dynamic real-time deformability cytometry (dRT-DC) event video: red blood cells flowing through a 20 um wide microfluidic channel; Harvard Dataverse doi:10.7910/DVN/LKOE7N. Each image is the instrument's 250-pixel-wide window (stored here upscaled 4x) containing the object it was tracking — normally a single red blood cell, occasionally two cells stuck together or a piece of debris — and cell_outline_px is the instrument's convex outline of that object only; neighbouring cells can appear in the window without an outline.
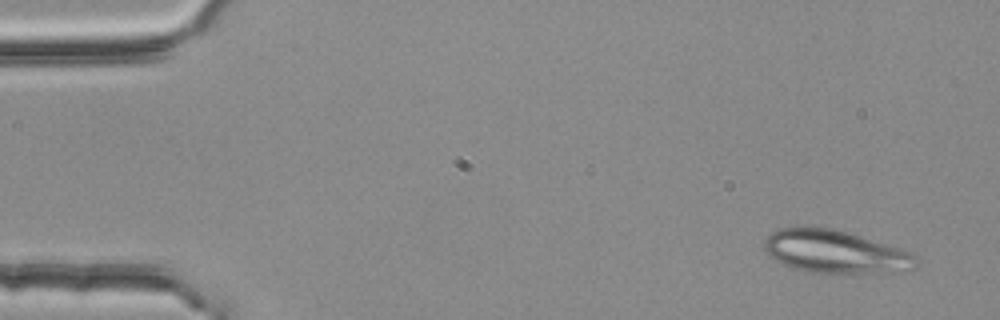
{"species": "common noctule bat (a hibernating species)", "species_latin": "Nyctalus noctula", "temperature_condition": "room temperature", "stored_images_in_passage": 3, "camera_frame_rate_fps": 3000, "um_per_image_px": 0.085, "animal": {"sex": "female", "body_mass_g": 25.1}, "frame": {"image": 1, "passage_image": 1, "time_ms": 0.0, "image_size_px": [1000, 320], "cell_outline_px": [[920, 260], [916, 268], [880, 276], [812, 272], [796, 268], [784, 264], [776, 260], [764, 248], [764, 240], [772, 232], [780, 228], [796, 224], [808, 224], [832, 228], [904, 248], [916, 252]], "centroid_in_image_um": [71.13, 21.4], "position_along_channel_um": 13.9, "area_um2": 39.88}}